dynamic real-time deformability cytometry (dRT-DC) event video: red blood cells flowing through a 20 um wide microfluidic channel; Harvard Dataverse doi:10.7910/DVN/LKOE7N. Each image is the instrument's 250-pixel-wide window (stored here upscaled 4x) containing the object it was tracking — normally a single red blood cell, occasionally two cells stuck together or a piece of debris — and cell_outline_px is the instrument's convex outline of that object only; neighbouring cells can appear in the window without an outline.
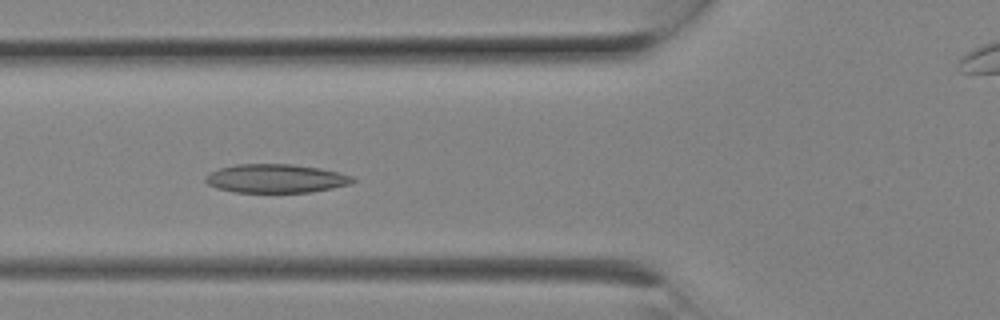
{"species": "Egyptian fruit bat (a non-hibernating species)", "species_latin": "Rousettus aegyptiacus", "temperature_condition": "room temperature", "stored_images_in_passage": 9, "camera_frame_rate_fps": 3000, "um_per_image_px": 0.085, "animal": {"sex": "female"}, "frame": {"image": 1, "passage_image": 8, "time_ms": 2.333, "image_size_px": [1000, 320], "cell_outline_px": [[356, 180], [352, 184], [312, 192], [236, 192], [216, 188], [208, 184], [204, 180], [204, 176], [220, 168], [236, 164], [292, 164], [320, 168], [352, 176]], "centroid_in_image_um": [23.45, 15.17], "position_along_channel_um": 102.4, "area_um2": 24.57}}
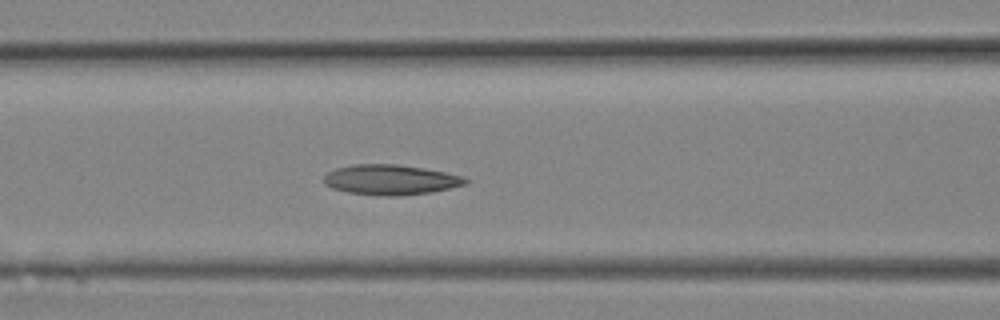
{"frame": {"image": 2, "passage_image": 9, "time_ms": 2.667, "image_size_px": [1000, 320], "cell_outline_px": [[468, 180], [464, 184], [432, 192], [400, 196], [384, 196], [348, 192], [332, 188], [324, 184], [324, 176], [328, 172], [336, 168], [352, 164], [396, 164], [424, 168], [464, 176]], "centroid_in_image_um": [33.17, 15.27], "position_along_channel_um": 133.4, "area_um2": 24.8}}